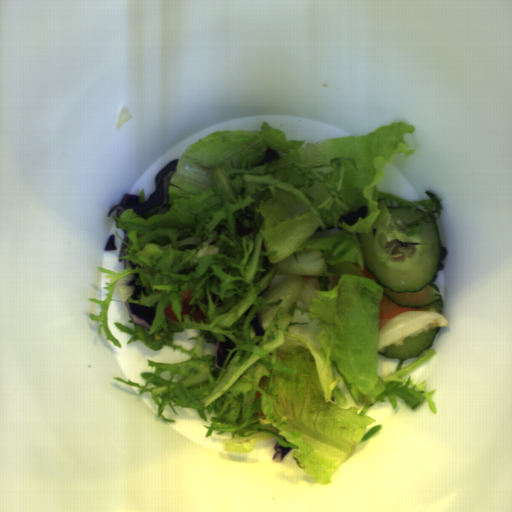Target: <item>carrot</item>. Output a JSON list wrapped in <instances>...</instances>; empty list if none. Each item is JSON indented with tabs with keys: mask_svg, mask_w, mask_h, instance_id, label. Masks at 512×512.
<instances>
[{
	"mask_svg": "<svg viewBox=\"0 0 512 512\" xmlns=\"http://www.w3.org/2000/svg\"><path fill=\"white\" fill-rule=\"evenodd\" d=\"M164 315L173 322H179L174 310L172 309V303L169 304L163 311Z\"/></svg>",
	"mask_w": 512,
	"mask_h": 512,
	"instance_id": "1c9b5961",
	"label": "carrot"
},
{
	"mask_svg": "<svg viewBox=\"0 0 512 512\" xmlns=\"http://www.w3.org/2000/svg\"><path fill=\"white\" fill-rule=\"evenodd\" d=\"M192 290L187 289L182 294V310L180 312L181 321L184 322V315H190L192 309L194 308V313L190 317V320L194 319L196 322H200V320L207 319L206 314L204 313L203 309L197 305V304H190L193 296H192Z\"/></svg>",
	"mask_w": 512,
	"mask_h": 512,
	"instance_id": "cead05ca",
	"label": "carrot"
},
{
	"mask_svg": "<svg viewBox=\"0 0 512 512\" xmlns=\"http://www.w3.org/2000/svg\"><path fill=\"white\" fill-rule=\"evenodd\" d=\"M361 272L364 274V277H367V278L373 279V281H374V282H376V283L378 284L376 277H375L372 273H370V272L368 271V269L366 268V266H365V265H364L363 271H361Z\"/></svg>",
	"mask_w": 512,
	"mask_h": 512,
	"instance_id": "07d2c1c8",
	"label": "carrot"
},
{
	"mask_svg": "<svg viewBox=\"0 0 512 512\" xmlns=\"http://www.w3.org/2000/svg\"><path fill=\"white\" fill-rule=\"evenodd\" d=\"M260 395H261V392H259V391H258V392H256V394H255V396H254V401H256L257 399H259Z\"/></svg>",
	"mask_w": 512,
	"mask_h": 512,
	"instance_id": "79d8ee17",
	"label": "carrot"
},
{
	"mask_svg": "<svg viewBox=\"0 0 512 512\" xmlns=\"http://www.w3.org/2000/svg\"><path fill=\"white\" fill-rule=\"evenodd\" d=\"M423 308L414 309L410 307L398 306L384 294L383 299L380 301L379 330L394 316L408 311H420L423 310Z\"/></svg>",
	"mask_w": 512,
	"mask_h": 512,
	"instance_id": "b8716197",
	"label": "carrot"
}]
</instances>
